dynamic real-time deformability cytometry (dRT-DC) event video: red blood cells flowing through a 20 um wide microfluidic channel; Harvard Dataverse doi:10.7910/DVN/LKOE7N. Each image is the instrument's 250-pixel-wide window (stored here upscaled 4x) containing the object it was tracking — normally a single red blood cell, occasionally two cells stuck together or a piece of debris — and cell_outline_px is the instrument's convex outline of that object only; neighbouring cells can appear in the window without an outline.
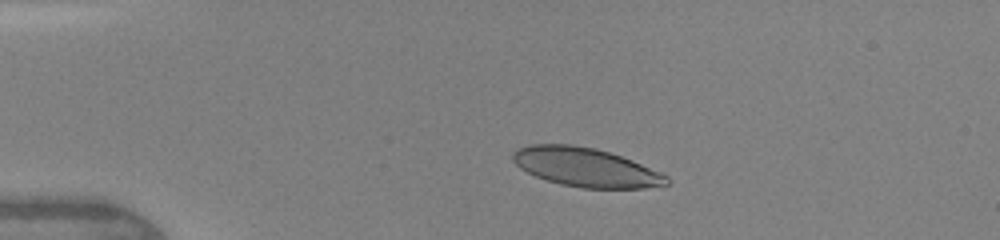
{"species": "human", "species_latin": "Homo sapiens", "temperature_condition": "warm", "stored_images_in_passage": 6, "camera_frame_rate_fps": 3000, "um_per_image_px": 0.085, "donor": {"sex": "female"}, "frame": {"image": 1, "passage_image": 2, "time_ms": 1.0, "image_size_px": [1000, 240], "cell_outline_px": [[668, 184], [644, 188], [580, 188], [560, 184], [536, 176], [520, 168], [512, 160], [512, 152], [528, 144], [572, 144], [596, 148], [632, 160], [660, 172], [668, 176]], "centroid_in_image_um": [49.76, 14.21], "position_along_channel_um": 35.2, "area_um2": 34.74}}
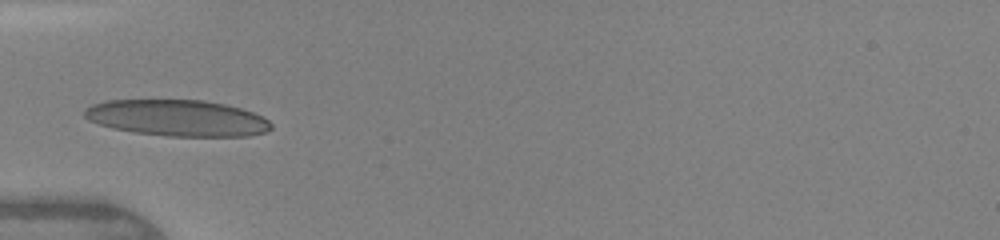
{"frame": {"image": 2, "passage_image": 5, "time_ms": 3.0, "image_size_px": [1000, 240], "cell_outline_px": [[272, 128], [268, 132], [248, 136], [168, 136], [132, 132], [112, 128], [88, 120], [84, 116], [84, 108], [92, 104], [108, 100], [204, 100], [224, 104], [240, 108], [252, 112], [268, 120], [272, 124]], "centroid_in_image_um": [15.07, 10.03], "position_along_channel_um": 69.9, "area_um2": 39.54}}